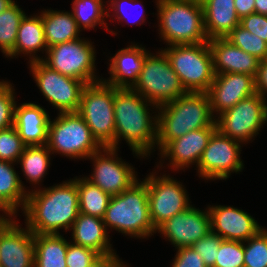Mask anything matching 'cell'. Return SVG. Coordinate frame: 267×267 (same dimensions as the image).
Returning a JSON list of instances; mask_svg holds the SVG:
<instances>
[{
	"instance_id": "3",
	"label": "cell",
	"mask_w": 267,
	"mask_h": 267,
	"mask_svg": "<svg viewBox=\"0 0 267 267\" xmlns=\"http://www.w3.org/2000/svg\"><path fill=\"white\" fill-rule=\"evenodd\" d=\"M157 144L160 152L170 141L192 130L216 125L207 92H187L158 107Z\"/></svg>"
},
{
	"instance_id": "27",
	"label": "cell",
	"mask_w": 267,
	"mask_h": 267,
	"mask_svg": "<svg viewBox=\"0 0 267 267\" xmlns=\"http://www.w3.org/2000/svg\"><path fill=\"white\" fill-rule=\"evenodd\" d=\"M208 39L225 38L240 24L234 0H200Z\"/></svg>"
},
{
	"instance_id": "46",
	"label": "cell",
	"mask_w": 267,
	"mask_h": 267,
	"mask_svg": "<svg viewBox=\"0 0 267 267\" xmlns=\"http://www.w3.org/2000/svg\"><path fill=\"white\" fill-rule=\"evenodd\" d=\"M122 262V259L119 256L114 254L101 256L89 267H117Z\"/></svg>"
},
{
	"instance_id": "26",
	"label": "cell",
	"mask_w": 267,
	"mask_h": 267,
	"mask_svg": "<svg viewBox=\"0 0 267 267\" xmlns=\"http://www.w3.org/2000/svg\"><path fill=\"white\" fill-rule=\"evenodd\" d=\"M16 163L0 160V216H16L24 210L28 192L15 170ZM27 190V191H26Z\"/></svg>"
},
{
	"instance_id": "19",
	"label": "cell",
	"mask_w": 267,
	"mask_h": 267,
	"mask_svg": "<svg viewBox=\"0 0 267 267\" xmlns=\"http://www.w3.org/2000/svg\"><path fill=\"white\" fill-rule=\"evenodd\" d=\"M211 232L223 240L245 242L262 228L253 216L234 206L208 205Z\"/></svg>"
},
{
	"instance_id": "12",
	"label": "cell",
	"mask_w": 267,
	"mask_h": 267,
	"mask_svg": "<svg viewBox=\"0 0 267 267\" xmlns=\"http://www.w3.org/2000/svg\"><path fill=\"white\" fill-rule=\"evenodd\" d=\"M157 171L150 172L142 179L147 184L150 217L156 230L175 214L192 205L182 182L169 173L157 175Z\"/></svg>"
},
{
	"instance_id": "32",
	"label": "cell",
	"mask_w": 267,
	"mask_h": 267,
	"mask_svg": "<svg viewBox=\"0 0 267 267\" xmlns=\"http://www.w3.org/2000/svg\"><path fill=\"white\" fill-rule=\"evenodd\" d=\"M79 213L104 218L111 195L93 185L85 176L77 177Z\"/></svg>"
},
{
	"instance_id": "40",
	"label": "cell",
	"mask_w": 267,
	"mask_h": 267,
	"mask_svg": "<svg viewBox=\"0 0 267 267\" xmlns=\"http://www.w3.org/2000/svg\"><path fill=\"white\" fill-rule=\"evenodd\" d=\"M101 255L93 249L74 244L69 241L68 249L66 252V265L67 267H89Z\"/></svg>"
},
{
	"instance_id": "20",
	"label": "cell",
	"mask_w": 267,
	"mask_h": 267,
	"mask_svg": "<svg viewBox=\"0 0 267 267\" xmlns=\"http://www.w3.org/2000/svg\"><path fill=\"white\" fill-rule=\"evenodd\" d=\"M255 93L254 77L242 73L215 74L207 91L215 118Z\"/></svg>"
},
{
	"instance_id": "31",
	"label": "cell",
	"mask_w": 267,
	"mask_h": 267,
	"mask_svg": "<svg viewBox=\"0 0 267 267\" xmlns=\"http://www.w3.org/2000/svg\"><path fill=\"white\" fill-rule=\"evenodd\" d=\"M105 0H74L72 4L71 13L77 23L78 28L82 30L95 29L96 26H102L107 32L112 35L118 33L108 28L107 18V6ZM83 27V28H82Z\"/></svg>"
},
{
	"instance_id": "16",
	"label": "cell",
	"mask_w": 267,
	"mask_h": 267,
	"mask_svg": "<svg viewBox=\"0 0 267 267\" xmlns=\"http://www.w3.org/2000/svg\"><path fill=\"white\" fill-rule=\"evenodd\" d=\"M16 216H0L2 267H34V233L19 225Z\"/></svg>"
},
{
	"instance_id": "21",
	"label": "cell",
	"mask_w": 267,
	"mask_h": 267,
	"mask_svg": "<svg viewBox=\"0 0 267 267\" xmlns=\"http://www.w3.org/2000/svg\"><path fill=\"white\" fill-rule=\"evenodd\" d=\"M142 44L131 42L110 57L108 67L109 78L102 79L106 84L116 88H132L137 82L145 56L149 53Z\"/></svg>"
},
{
	"instance_id": "41",
	"label": "cell",
	"mask_w": 267,
	"mask_h": 267,
	"mask_svg": "<svg viewBox=\"0 0 267 267\" xmlns=\"http://www.w3.org/2000/svg\"><path fill=\"white\" fill-rule=\"evenodd\" d=\"M222 240L220 236L210 232L191 247L200 254L206 267H214L217 250H219V245Z\"/></svg>"
},
{
	"instance_id": "47",
	"label": "cell",
	"mask_w": 267,
	"mask_h": 267,
	"mask_svg": "<svg viewBox=\"0 0 267 267\" xmlns=\"http://www.w3.org/2000/svg\"><path fill=\"white\" fill-rule=\"evenodd\" d=\"M255 13L267 15V0H255Z\"/></svg>"
},
{
	"instance_id": "7",
	"label": "cell",
	"mask_w": 267,
	"mask_h": 267,
	"mask_svg": "<svg viewBox=\"0 0 267 267\" xmlns=\"http://www.w3.org/2000/svg\"><path fill=\"white\" fill-rule=\"evenodd\" d=\"M187 92H207L214 80V67L208 42L171 45L160 48Z\"/></svg>"
},
{
	"instance_id": "38",
	"label": "cell",
	"mask_w": 267,
	"mask_h": 267,
	"mask_svg": "<svg viewBox=\"0 0 267 267\" xmlns=\"http://www.w3.org/2000/svg\"><path fill=\"white\" fill-rule=\"evenodd\" d=\"M14 86L10 81H0V130L14 125L17 101Z\"/></svg>"
},
{
	"instance_id": "6",
	"label": "cell",
	"mask_w": 267,
	"mask_h": 267,
	"mask_svg": "<svg viewBox=\"0 0 267 267\" xmlns=\"http://www.w3.org/2000/svg\"><path fill=\"white\" fill-rule=\"evenodd\" d=\"M49 122L47 146L52 154L72 159H88L102 146L93 137L78 112L58 113Z\"/></svg>"
},
{
	"instance_id": "15",
	"label": "cell",
	"mask_w": 267,
	"mask_h": 267,
	"mask_svg": "<svg viewBox=\"0 0 267 267\" xmlns=\"http://www.w3.org/2000/svg\"><path fill=\"white\" fill-rule=\"evenodd\" d=\"M119 148L102 147L88 159L93 164L91 176L85 178L111 196L129 189L136 181L137 171L131 163L118 157Z\"/></svg>"
},
{
	"instance_id": "28",
	"label": "cell",
	"mask_w": 267,
	"mask_h": 267,
	"mask_svg": "<svg viewBox=\"0 0 267 267\" xmlns=\"http://www.w3.org/2000/svg\"><path fill=\"white\" fill-rule=\"evenodd\" d=\"M44 9L40 11L47 47L70 42L81 37V30L70 11Z\"/></svg>"
},
{
	"instance_id": "17",
	"label": "cell",
	"mask_w": 267,
	"mask_h": 267,
	"mask_svg": "<svg viewBox=\"0 0 267 267\" xmlns=\"http://www.w3.org/2000/svg\"><path fill=\"white\" fill-rule=\"evenodd\" d=\"M200 210L191 205L185 211L175 214L163 223L156 232L167 239L175 249L190 247L211 232V218L208 208Z\"/></svg>"
},
{
	"instance_id": "10",
	"label": "cell",
	"mask_w": 267,
	"mask_h": 267,
	"mask_svg": "<svg viewBox=\"0 0 267 267\" xmlns=\"http://www.w3.org/2000/svg\"><path fill=\"white\" fill-rule=\"evenodd\" d=\"M93 43L84 37L58 43L47 49L41 61L50 69L86 84L99 82L103 78L96 75V48Z\"/></svg>"
},
{
	"instance_id": "43",
	"label": "cell",
	"mask_w": 267,
	"mask_h": 267,
	"mask_svg": "<svg viewBox=\"0 0 267 267\" xmlns=\"http://www.w3.org/2000/svg\"><path fill=\"white\" fill-rule=\"evenodd\" d=\"M240 25L267 43V15L250 14L240 20Z\"/></svg>"
},
{
	"instance_id": "34",
	"label": "cell",
	"mask_w": 267,
	"mask_h": 267,
	"mask_svg": "<svg viewBox=\"0 0 267 267\" xmlns=\"http://www.w3.org/2000/svg\"><path fill=\"white\" fill-rule=\"evenodd\" d=\"M225 38L243 51L257 57L259 60L267 59V43L250 33L240 24Z\"/></svg>"
},
{
	"instance_id": "23",
	"label": "cell",
	"mask_w": 267,
	"mask_h": 267,
	"mask_svg": "<svg viewBox=\"0 0 267 267\" xmlns=\"http://www.w3.org/2000/svg\"><path fill=\"white\" fill-rule=\"evenodd\" d=\"M50 116L39 104L28 102L15 106L14 126L27 146L46 145Z\"/></svg>"
},
{
	"instance_id": "48",
	"label": "cell",
	"mask_w": 267,
	"mask_h": 267,
	"mask_svg": "<svg viewBox=\"0 0 267 267\" xmlns=\"http://www.w3.org/2000/svg\"><path fill=\"white\" fill-rule=\"evenodd\" d=\"M14 2V0H0V13L10 7Z\"/></svg>"
},
{
	"instance_id": "39",
	"label": "cell",
	"mask_w": 267,
	"mask_h": 267,
	"mask_svg": "<svg viewBox=\"0 0 267 267\" xmlns=\"http://www.w3.org/2000/svg\"><path fill=\"white\" fill-rule=\"evenodd\" d=\"M107 4H108L107 7H106V9H107V18H111L112 17V20H114V22H115V20L116 21L118 20L117 21L118 23H121L122 21H125V22L128 23V25L130 23V25H134L135 24V25L141 26L143 23L146 22L145 19L148 18V17H144L145 15H143L145 9L143 7L144 5L141 4V1L140 0L139 1L138 0H108L107 1ZM137 4H139V6H142L143 10L140 9L141 12L139 13V18L137 17L138 19L135 18L134 20H132V22H133L132 23L131 22V19L132 18H130L131 16L129 17L130 19L127 17L129 15L127 13V7L128 6H134L135 8H137L136 7V6H138ZM111 13H113V14H111Z\"/></svg>"
},
{
	"instance_id": "44",
	"label": "cell",
	"mask_w": 267,
	"mask_h": 267,
	"mask_svg": "<svg viewBox=\"0 0 267 267\" xmlns=\"http://www.w3.org/2000/svg\"><path fill=\"white\" fill-rule=\"evenodd\" d=\"M255 80L256 93L267 98V59L260 61Z\"/></svg>"
},
{
	"instance_id": "25",
	"label": "cell",
	"mask_w": 267,
	"mask_h": 267,
	"mask_svg": "<svg viewBox=\"0 0 267 267\" xmlns=\"http://www.w3.org/2000/svg\"><path fill=\"white\" fill-rule=\"evenodd\" d=\"M47 49L41 13L25 15L18 27L15 48L7 58H17L23 54L28 57L29 62L38 61L43 56L40 57L37 53L41 51L46 54Z\"/></svg>"
},
{
	"instance_id": "36",
	"label": "cell",
	"mask_w": 267,
	"mask_h": 267,
	"mask_svg": "<svg viewBox=\"0 0 267 267\" xmlns=\"http://www.w3.org/2000/svg\"><path fill=\"white\" fill-rule=\"evenodd\" d=\"M26 146L14 125L0 130L1 161L17 164Z\"/></svg>"
},
{
	"instance_id": "18",
	"label": "cell",
	"mask_w": 267,
	"mask_h": 267,
	"mask_svg": "<svg viewBox=\"0 0 267 267\" xmlns=\"http://www.w3.org/2000/svg\"><path fill=\"white\" fill-rule=\"evenodd\" d=\"M217 130L216 125H210L199 130H192L185 135L170 141L159 153L160 162L156 164L157 169L162 170L165 159L169 160L167 166L171 171H185L196 165L202 157L212 134ZM164 161V162H163ZM160 164V165H159ZM186 168V169H185Z\"/></svg>"
},
{
	"instance_id": "9",
	"label": "cell",
	"mask_w": 267,
	"mask_h": 267,
	"mask_svg": "<svg viewBox=\"0 0 267 267\" xmlns=\"http://www.w3.org/2000/svg\"><path fill=\"white\" fill-rule=\"evenodd\" d=\"M117 89L101 80L87 84L82 91L77 112L102 147L115 145L114 92Z\"/></svg>"
},
{
	"instance_id": "30",
	"label": "cell",
	"mask_w": 267,
	"mask_h": 267,
	"mask_svg": "<svg viewBox=\"0 0 267 267\" xmlns=\"http://www.w3.org/2000/svg\"><path fill=\"white\" fill-rule=\"evenodd\" d=\"M51 155L52 153L47 145L25 147L17 165H21L20 169H22L23 175L26 176L24 179L28 180L27 182L30 183V186L31 184L32 186L34 185V189H30V191L41 188L40 184L43 182V178H45L51 164Z\"/></svg>"
},
{
	"instance_id": "35",
	"label": "cell",
	"mask_w": 267,
	"mask_h": 267,
	"mask_svg": "<svg viewBox=\"0 0 267 267\" xmlns=\"http://www.w3.org/2000/svg\"><path fill=\"white\" fill-rule=\"evenodd\" d=\"M244 267H267V229L244 242Z\"/></svg>"
},
{
	"instance_id": "49",
	"label": "cell",
	"mask_w": 267,
	"mask_h": 267,
	"mask_svg": "<svg viewBox=\"0 0 267 267\" xmlns=\"http://www.w3.org/2000/svg\"><path fill=\"white\" fill-rule=\"evenodd\" d=\"M125 263L126 262L122 261L117 267H129V265Z\"/></svg>"
},
{
	"instance_id": "33",
	"label": "cell",
	"mask_w": 267,
	"mask_h": 267,
	"mask_svg": "<svg viewBox=\"0 0 267 267\" xmlns=\"http://www.w3.org/2000/svg\"><path fill=\"white\" fill-rule=\"evenodd\" d=\"M17 1L0 13V50L7 57L15 48L18 27L26 15Z\"/></svg>"
},
{
	"instance_id": "29",
	"label": "cell",
	"mask_w": 267,
	"mask_h": 267,
	"mask_svg": "<svg viewBox=\"0 0 267 267\" xmlns=\"http://www.w3.org/2000/svg\"><path fill=\"white\" fill-rule=\"evenodd\" d=\"M68 243L61 234L34 233V267H67Z\"/></svg>"
},
{
	"instance_id": "42",
	"label": "cell",
	"mask_w": 267,
	"mask_h": 267,
	"mask_svg": "<svg viewBox=\"0 0 267 267\" xmlns=\"http://www.w3.org/2000/svg\"><path fill=\"white\" fill-rule=\"evenodd\" d=\"M171 267H206L200 254L193 247L176 249V255Z\"/></svg>"
},
{
	"instance_id": "11",
	"label": "cell",
	"mask_w": 267,
	"mask_h": 267,
	"mask_svg": "<svg viewBox=\"0 0 267 267\" xmlns=\"http://www.w3.org/2000/svg\"><path fill=\"white\" fill-rule=\"evenodd\" d=\"M215 122L221 134L243 145L253 142L267 124V99L255 93L217 116Z\"/></svg>"
},
{
	"instance_id": "1",
	"label": "cell",
	"mask_w": 267,
	"mask_h": 267,
	"mask_svg": "<svg viewBox=\"0 0 267 267\" xmlns=\"http://www.w3.org/2000/svg\"><path fill=\"white\" fill-rule=\"evenodd\" d=\"M157 110V106L131 88H118L114 92L115 145L112 148L118 149L120 140H125L138 159L149 157L156 151Z\"/></svg>"
},
{
	"instance_id": "45",
	"label": "cell",
	"mask_w": 267,
	"mask_h": 267,
	"mask_svg": "<svg viewBox=\"0 0 267 267\" xmlns=\"http://www.w3.org/2000/svg\"><path fill=\"white\" fill-rule=\"evenodd\" d=\"M235 9L240 20L250 14L255 13V0H234Z\"/></svg>"
},
{
	"instance_id": "22",
	"label": "cell",
	"mask_w": 267,
	"mask_h": 267,
	"mask_svg": "<svg viewBox=\"0 0 267 267\" xmlns=\"http://www.w3.org/2000/svg\"><path fill=\"white\" fill-rule=\"evenodd\" d=\"M215 74L242 73L255 78L260 61L257 57L238 48L226 38L208 41Z\"/></svg>"
},
{
	"instance_id": "13",
	"label": "cell",
	"mask_w": 267,
	"mask_h": 267,
	"mask_svg": "<svg viewBox=\"0 0 267 267\" xmlns=\"http://www.w3.org/2000/svg\"><path fill=\"white\" fill-rule=\"evenodd\" d=\"M28 64L39 91L58 113L78 111L85 82L50 69L41 60Z\"/></svg>"
},
{
	"instance_id": "5",
	"label": "cell",
	"mask_w": 267,
	"mask_h": 267,
	"mask_svg": "<svg viewBox=\"0 0 267 267\" xmlns=\"http://www.w3.org/2000/svg\"><path fill=\"white\" fill-rule=\"evenodd\" d=\"M158 34L167 46L208 42L200 0H156Z\"/></svg>"
},
{
	"instance_id": "8",
	"label": "cell",
	"mask_w": 267,
	"mask_h": 267,
	"mask_svg": "<svg viewBox=\"0 0 267 267\" xmlns=\"http://www.w3.org/2000/svg\"><path fill=\"white\" fill-rule=\"evenodd\" d=\"M131 89L157 107L187 93L161 49L145 56L137 82Z\"/></svg>"
},
{
	"instance_id": "2",
	"label": "cell",
	"mask_w": 267,
	"mask_h": 267,
	"mask_svg": "<svg viewBox=\"0 0 267 267\" xmlns=\"http://www.w3.org/2000/svg\"><path fill=\"white\" fill-rule=\"evenodd\" d=\"M22 212L26 218L24 225L35 234L69 231L79 214L76 177L28 192Z\"/></svg>"
},
{
	"instance_id": "14",
	"label": "cell",
	"mask_w": 267,
	"mask_h": 267,
	"mask_svg": "<svg viewBox=\"0 0 267 267\" xmlns=\"http://www.w3.org/2000/svg\"><path fill=\"white\" fill-rule=\"evenodd\" d=\"M242 143L216 130L198 163V177L206 180H226L231 173L242 172L244 162L241 160Z\"/></svg>"
},
{
	"instance_id": "37",
	"label": "cell",
	"mask_w": 267,
	"mask_h": 267,
	"mask_svg": "<svg viewBox=\"0 0 267 267\" xmlns=\"http://www.w3.org/2000/svg\"><path fill=\"white\" fill-rule=\"evenodd\" d=\"M214 267H244V242L222 240Z\"/></svg>"
},
{
	"instance_id": "24",
	"label": "cell",
	"mask_w": 267,
	"mask_h": 267,
	"mask_svg": "<svg viewBox=\"0 0 267 267\" xmlns=\"http://www.w3.org/2000/svg\"><path fill=\"white\" fill-rule=\"evenodd\" d=\"M69 231L74 244L93 249L101 256L116 253L102 218L79 213Z\"/></svg>"
},
{
	"instance_id": "4",
	"label": "cell",
	"mask_w": 267,
	"mask_h": 267,
	"mask_svg": "<svg viewBox=\"0 0 267 267\" xmlns=\"http://www.w3.org/2000/svg\"><path fill=\"white\" fill-rule=\"evenodd\" d=\"M103 221L109 234L113 229L130 238L154 236L157 230L150 217L147 184L138 180L129 189L112 196Z\"/></svg>"
}]
</instances>
